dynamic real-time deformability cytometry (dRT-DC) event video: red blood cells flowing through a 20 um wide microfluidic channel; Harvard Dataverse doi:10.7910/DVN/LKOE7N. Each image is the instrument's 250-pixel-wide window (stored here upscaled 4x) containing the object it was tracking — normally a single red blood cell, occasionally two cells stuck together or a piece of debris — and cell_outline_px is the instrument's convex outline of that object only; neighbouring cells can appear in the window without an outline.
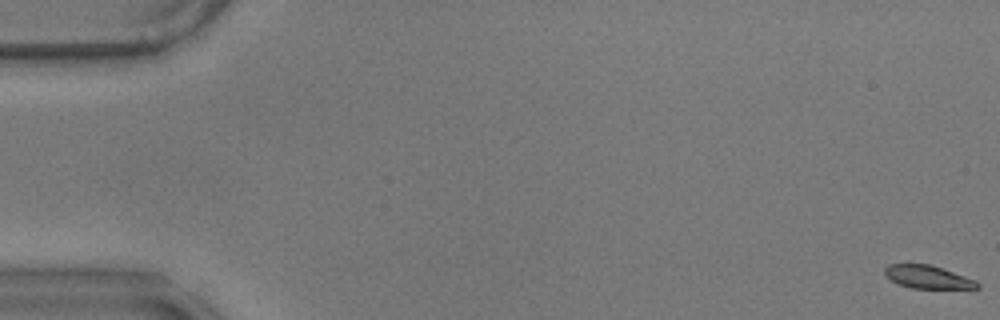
{"species": "common noctule bat (a hibernating species)", "species_latin": "Nyctalus noctula", "temperature_condition": "warm", "stored_images_in_passage": 59, "camera_frame_rate_fps": 3000, "um_per_image_px": 0.085, "animal": {"sex": "male", "body_mass_g": 17.9}, "frame": {"image": 1, "passage_image": 1, "time_ms": 0.0, "image_size_px": [1000, 320], "cell_outline_px": [[980, 288], [912, 288], [896, 284], [884, 272], [884, 268], [888, 264], [928, 264], [976, 280], [980, 284]], "centroid_in_image_um": [78.84, 23.55], "position_along_channel_um": 6.2, "area_um2": 12.2}}
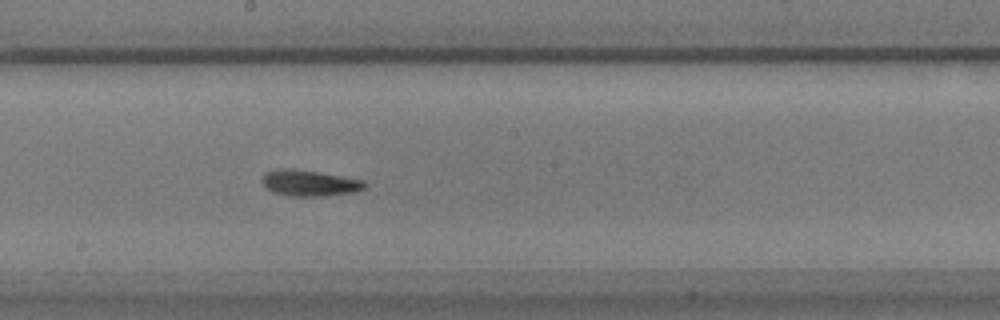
{"frame": {"image": 2, "passage_image": 33, "time_ms": 10.667, "image_size_px": [1000, 320], "cell_outline_px": [[368, 184], [364, 188], [352, 192], [324, 196], [288, 196], [272, 192], [260, 180], [264, 172], [280, 168], [296, 168], [320, 172], [364, 180]], "centroid_in_image_um": [26.27, 15.54], "position_along_channel_um": 221.9, "area_um2": 15.78}}
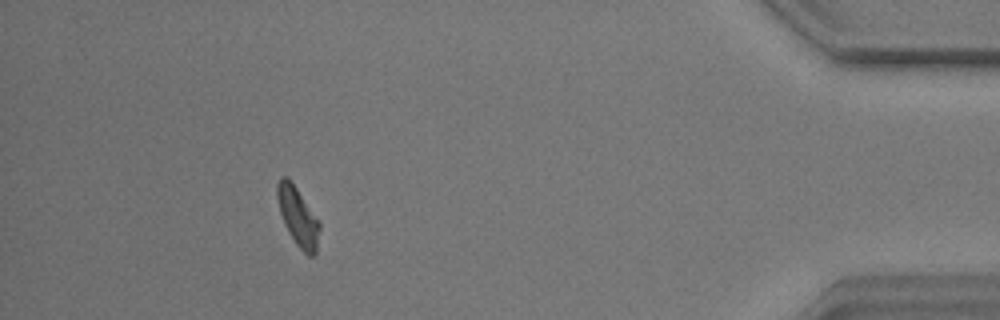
{"frame": {"image": 3, "passage_image": 54, "time_ms": 17.667, "image_size_px": [1000, 320], "cell_outline_px": [[320, 228], [316, 252], [312, 256], [308, 256], [296, 244], [288, 232], [284, 224], [280, 212], [276, 196], [276, 184], [280, 176], [288, 176], [320, 224]], "centroid_in_image_um": [25.28, 18.4], "position_along_channel_um": 409.9, "area_um2": 14.28}, "authors_computed_cell_mechanics": {"area_um2": 14.45, "velocity_mm_per_s": 3.4708, "shape_relaxation_time_tau1_ms": 4.6195, "shape_relaxation_time_tau2_ms": 2.1962, "deformation_change_tau1": 0.1577, "deformation_change_tau2": 0.093}}